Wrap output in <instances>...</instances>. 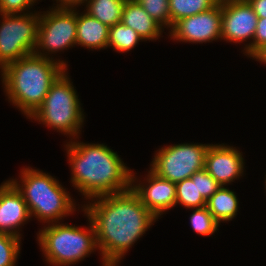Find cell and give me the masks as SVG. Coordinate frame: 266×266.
Wrapping results in <instances>:
<instances>
[{
    "instance_id": "obj_13",
    "label": "cell",
    "mask_w": 266,
    "mask_h": 266,
    "mask_svg": "<svg viewBox=\"0 0 266 266\" xmlns=\"http://www.w3.org/2000/svg\"><path fill=\"white\" fill-rule=\"evenodd\" d=\"M237 147L227 144H210L206 154L204 169L221 185L229 186L244 174L245 160Z\"/></svg>"
},
{
    "instance_id": "obj_26",
    "label": "cell",
    "mask_w": 266,
    "mask_h": 266,
    "mask_svg": "<svg viewBox=\"0 0 266 266\" xmlns=\"http://www.w3.org/2000/svg\"><path fill=\"white\" fill-rule=\"evenodd\" d=\"M221 185L205 170L198 171V190L207 201Z\"/></svg>"
},
{
    "instance_id": "obj_11",
    "label": "cell",
    "mask_w": 266,
    "mask_h": 266,
    "mask_svg": "<svg viewBox=\"0 0 266 266\" xmlns=\"http://www.w3.org/2000/svg\"><path fill=\"white\" fill-rule=\"evenodd\" d=\"M257 21L258 17L247 0H222L221 40L236 44L250 40L243 48V54L250 58Z\"/></svg>"
},
{
    "instance_id": "obj_3",
    "label": "cell",
    "mask_w": 266,
    "mask_h": 266,
    "mask_svg": "<svg viewBox=\"0 0 266 266\" xmlns=\"http://www.w3.org/2000/svg\"><path fill=\"white\" fill-rule=\"evenodd\" d=\"M65 70L56 60L33 53L6 65L0 79L8 101L29 118Z\"/></svg>"
},
{
    "instance_id": "obj_25",
    "label": "cell",
    "mask_w": 266,
    "mask_h": 266,
    "mask_svg": "<svg viewBox=\"0 0 266 266\" xmlns=\"http://www.w3.org/2000/svg\"><path fill=\"white\" fill-rule=\"evenodd\" d=\"M39 0H0V13L2 14H25ZM29 9V10H28Z\"/></svg>"
},
{
    "instance_id": "obj_4",
    "label": "cell",
    "mask_w": 266,
    "mask_h": 266,
    "mask_svg": "<svg viewBox=\"0 0 266 266\" xmlns=\"http://www.w3.org/2000/svg\"><path fill=\"white\" fill-rule=\"evenodd\" d=\"M19 176L20 181H9L21 193L31 217L40 223L61 222L76 211V202L55 177L29 166L22 168Z\"/></svg>"
},
{
    "instance_id": "obj_29",
    "label": "cell",
    "mask_w": 266,
    "mask_h": 266,
    "mask_svg": "<svg viewBox=\"0 0 266 266\" xmlns=\"http://www.w3.org/2000/svg\"><path fill=\"white\" fill-rule=\"evenodd\" d=\"M85 0H56L55 6L79 7Z\"/></svg>"
},
{
    "instance_id": "obj_10",
    "label": "cell",
    "mask_w": 266,
    "mask_h": 266,
    "mask_svg": "<svg viewBox=\"0 0 266 266\" xmlns=\"http://www.w3.org/2000/svg\"><path fill=\"white\" fill-rule=\"evenodd\" d=\"M221 32L222 0L207 11L176 21L168 33L173 41L203 44L221 39Z\"/></svg>"
},
{
    "instance_id": "obj_17",
    "label": "cell",
    "mask_w": 266,
    "mask_h": 266,
    "mask_svg": "<svg viewBox=\"0 0 266 266\" xmlns=\"http://www.w3.org/2000/svg\"><path fill=\"white\" fill-rule=\"evenodd\" d=\"M239 201L236 193L226 186H221L208 200L206 207L213 218L221 224L236 218ZM221 222V223H220Z\"/></svg>"
},
{
    "instance_id": "obj_21",
    "label": "cell",
    "mask_w": 266,
    "mask_h": 266,
    "mask_svg": "<svg viewBox=\"0 0 266 266\" xmlns=\"http://www.w3.org/2000/svg\"><path fill=\"white\" fill-rule=\"evenodd\" d=\"M220 0H169L170 29L185 17L199 14L214 7Z\"/></svg>"
},
{
    "instance_id": "obj_1",
    "label": "cell",
    "mask_w": 266,
    "mask_h": 266,
    "mask_svg": "<svg viewBox=\"0 0 266 266\" xmlns=\"http://www.w3.org/2000/svg\"><path fill=\"white\" fill-rule=\"evenodd\" d=\"M86 202L81 208L94 225L102 266H118L134 243L158 221L131 188Z\"/></svg>"
},
{
    "instance_id": "obj_16",
    "label": "cell",
    "mask_w": 266,
    "mask_h": 266,
    "mask_svg": "<svg viewBox=\"0 0 266 266\" xmlns=\"http://www.w3.org/2000/svg\"><path fill=\"white\" fill-rule=\"evenodd\" d=\"M109 27L87 12L77 11V37L76 45L88 50L108 48Z\"/></svg>"
},
{
    "instance_id": "obj_20",
    "label": "cell",
    "mask_w": 266,
    "mask_h": 266,
    "mask_svg": "<svg viewBox=\"0 0 266 266\" xmlns=\"http://www.w3.org/2000/svg\"><path fill=\"white\" fill-rule=\"evenodd\" d=\"M144 39L132 28L122 22L109 27L108 47L116 52L125 53L134 49Z\"/></svg>"
},
{
    "instance_id": "obj_27",
    "label": "cell",
    "mask_w": 266,
    "mask_h": 266,
    "mask_svg": "<svg viewBox=\"0 0 266 266\" xmlns=\"http://www.w3.org/2000/svg\"><path fill=\"white\" fill-rule=\"evenodd\" d=\"M266 46V18H258L255 35L251 44V58Z\"/></svg>"
},
{
    "instance_id": "obj_24",
    "label": "cell",
    "mask_w": 266,
    "mask_h": 266,
    "mask_svg": "<svg viewBox=\"0 0 266 266\" xmlns=\"http://www.w3.org/2000/svg\"><path fill=\"white\" fill-rule=\"evenodd\" d=\"M163 28L170 30L169 0H136Z\"/></svg>"
},
{
    "instance_id": "obj_2",
    "label": "cell",
    "mask_w": 266,
    "mask_h": 266,
    "mask_svg": "<svg viewBox=\"0 0 266 266\" xmlns=\"http://www.w3.org/2000/svg\"><path fill=\"white\" fill-rule=\"evenodd\" d=\"M64 147L71 167L70 182L86 201L131 188L132 170L107 145L75 138Z\"/></svg>"
},
{
    "instance_id": "obj_23",
    "label": "cell",
    "mask_w": 266,
    "mask_h": 266,
    "mask_svg": "<svg viewBox=\"0 0 266 266\" xmlns=\"http://www.w3.org/2000/svg\"><path fill=\"white\" fill-rule=\"evenodd\" d=\"M21 238L0 231V266H16Z\"/></svg>"
},
{
    "instance_id": "obj_14",
    "label": "cell",
    "mask_w": 266,
    "mask_h": 266,
    "mask_svg": "<svg viewBox=\"0 0 266 266\" xmlns=\"http://www.w3.org/2000/svg\"><path fill=\"white\" fill-rule=\"evenodd\" d=\"M31 218L21 193L9 181L0 185V231L21 238L20 229Z\"/></svg>"
},
{
    "instance_id": "obj_7",
    "label": "cell",
    "mask_w": 266,
    "mask_h": 266,
    "mask_svg": "<svg viewBox=\"0 0 266 266\" xmlns=\"http://www.w3.org/2000/svg\"><path fill=\"white\" fill-rule=\"evenodd\" d=\"M77 10L76 6H53L39 12L35 55L56 60L68 70L66 61L54 59L50 54L77 46Z\"/></svg>"
},
{
    "instance_id": "obj_28",
    "label": "cell",
    "mask_w": 266,
    "mask_h": 266,
    "mask_svg": "<svg viewBox=\"0 0 266 266\" xmlns=\"http://www.w3.org/2000/svg\"><path fill=\"white\" fill-rule=\"evenodd\" d=\"M258 18H266V0H247Z\"/></svg>"
},
{
    "instance_id": "obj_8",
    "label": "cell",
    "mask_w": 266,
    "mask_h": 266,
    "mask_svg": "<svg viewBox=\"0 0 266 266\" xmlns=\"http://www.w3.org/2000/svg\"><path fill=\"white\" fill-rule=\"evenodd\" d=\"M0 21V70L34 53L37 44L39 11L2 14Z\"/></svg>"
},
{
    "instance_id": "obj_19",
    "label": "cell",
    "mask_w": 266,
    "mask_h": 266,
    "mask_svg": "<svg viewBox=\"0 0 266 266\" xmlns=\"http://www.w3.org/2000/svg\"><path fill=\"white\" fill-rule=\"evenodd\" d=\"M206 203L198 190V171L176 183V206L179 204L186 209H194L205 207Z\"/></svg>"
},
{
    "instance_id": "obj_18",
    "label": "cell",
    "mask_w": 266,
    "mask_h": 266,
    "mask_svg": "<svg viewBox=\"0 0 266 266\" xmlns=\"http://www.w3.org/2000/svg\"><path fill=\"white\" fill-rule=\"evenodd\" d=\"M126 0H85L84 11L108 27L121 22Z\"/></svg>"
},
{
    "instance_id": "obj_15",
    "label": "cell",
    "mask_w": 266,
    "mask_h": 266,
    "mask_svg": "<svg viewBox=\"0 0 266 266\" xmlns=\"http://www.w3.org/2000/svg\"><path fill=\"white\" fill-rule=\"evenodd\" d=\"M121 22L135 30L144 41H155L164 31V28L136 0H126Z\"/></svg>"
},
{
    "instance_id": "obj_12",
    "label": "cell",
    "mask_w": 266,
    "mask_h": 266,
    "mask_svg": "<svg viewBox=\"0 0 266 266\" xmlns=\"http://www.w3.org/2000/svg\"><path fill=\"white\" fill-rule=\"evenodd\" d=\"M141 180L131 172V189L142 204L157 218L176 206V184L159 177L151 169ZM145 181V182H144ZM139 182V183H138Z\"/></svg>"
},
{
    "instance_id": "obj_30",
    "label": "cell",
    "mask_w": 266,
    "mask_h": 266,
    "mask_svg": "<svg viewBox=\"0 0 266 266\" xmlns=\"http://www.w3.org/2000/svg\"><path fill=\"white\" fill-rule=\"evenodd\" d=\"M252 59L260 62V63H264L266 64V46L263 47L260 51H258L253 57Z\"/></svg>"
},
{
    "instance_id": "obj_5",
    "label": "cell",
    "mask_w": 266,
    "mask_h": 266,
    "mask_svg": "<svg viewBox=\"0 0 266 266\" xmlns=\"http://www.w3.org/2000/svg\"><path fill=\"white\" fill-rule=\"evenodd\" d=\"M84 215L89 222L87 227L57 222L39 230L38 244L49 265H75L98 249L94 225L85 212Z\"/></svg>"
},
{
    "instance_id": "obj_6",
    "label": "cell",
    "mask_w": 266,
    "mask_h": 266,
    "mask_svg": "<svg viewBox=\"0 0 266 266\" xmlns=\"http://www.w3.org/2000/svg\"><path fill=\"white\" fill-rule=\"evenodd\" d=\"M66 71L51 85L42 105L28 119L68 135L73 140L79 139L85 114L78 93Z\"/></svg>"
},
{
    "instance_id": "obj_9",
    "label": "cell",
    "mask_w": 266,
    "mask_h": 266,
    "mask_svg": "<svg viewBox=\"0 0 266 266\" xmlns=\"http://www.w3.org/2000/svg\"><path fill=\"white\" fill-rule=\"evenodd\" d=\"M209 145L194 142L166 145L154 153L149 169L176 184L204 169Z\"/></svg>"
},
{
    "instance_id": "obj_22",
    "label": "cell",
    "mask_w": 266,
    "mask_h": 266,
    "mask_svg": "<svg viewBox=\"0 0 266 266\" xmlns=\"http://www.w3.org/2000/svg\"><path fill=\"white\" fill-rule=\"evenodd\" d=\"M190 215V223L192 229L202 236H211L217 232L220 224L213 218L207 207L194 208Z\"/></svg>"
}]
</instances>
